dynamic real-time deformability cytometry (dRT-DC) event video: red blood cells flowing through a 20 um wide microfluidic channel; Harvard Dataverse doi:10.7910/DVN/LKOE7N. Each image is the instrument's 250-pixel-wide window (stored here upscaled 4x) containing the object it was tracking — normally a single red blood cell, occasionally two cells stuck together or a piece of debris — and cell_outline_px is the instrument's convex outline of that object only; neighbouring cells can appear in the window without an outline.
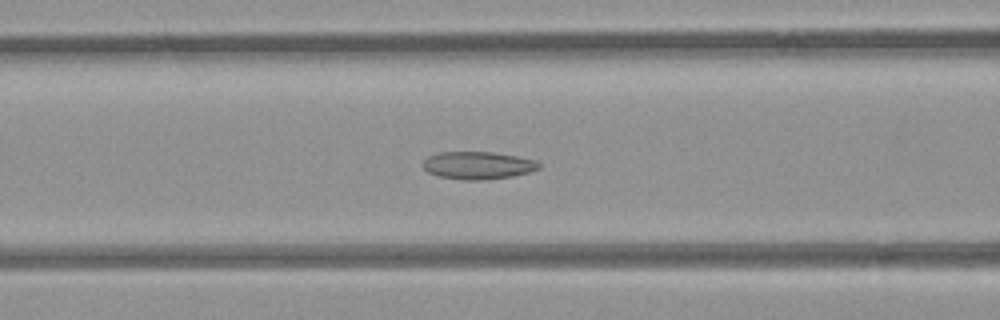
{"species": "common noctule bat (a hibernating species)", "species_latin": "Nyctalus noctula", "temperature_condition": "room temperature", "stored_images_in_passage": 54, "camera_frame_rate_fps": 3000, "um_per_image_px": 0.085, "animal": {"sex": "female", "body_mass_g": 21.9}, "frame": {"image": 1, "passage_image": 22, "time_ms": 7.0, "image_size_px": [1000, 320], "cell_outline_px": [[540, 168], [528, 172], [512, 176], [484, 180], [464, 180], [440, 176], [428, 172], [424, 168], [424, 160], [428, 156], [440, 152], [492, 152], [516, 156], [536, 160], [540, 164]], "centroid_in_image_um": [40.63, 14.05], "position_along_channel_um": 126.0, "area_um2": 18.5}}
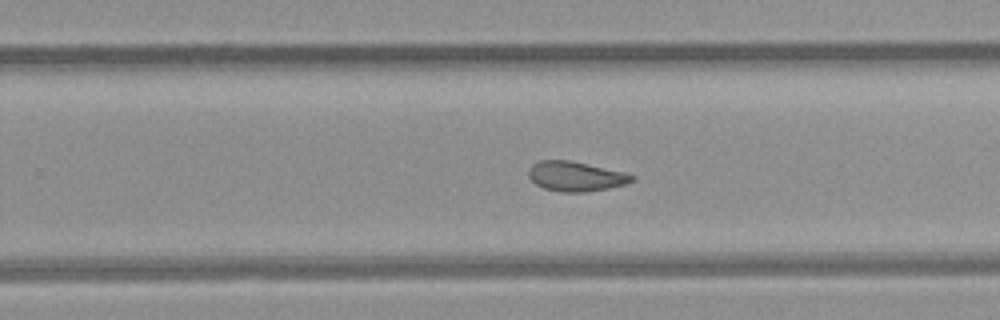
{"frame": {"image": 2, "passage_image": 34, "time_ms": 11.0, "image_size_px": [1000, 320], "cell_outline_px": [[636, 180], [628, 184], [608, 188], [584, 192], [560, 192], [544, 188], [536, 184], [528, 176], [528, 172], [532, 164], [540, 160], [568, 160], [624, 172], [636, 176]], "centroid_in_image_um": [48.96, 14.99], "position_along_channel_um": 280.8, "area_um2": 17.92}}
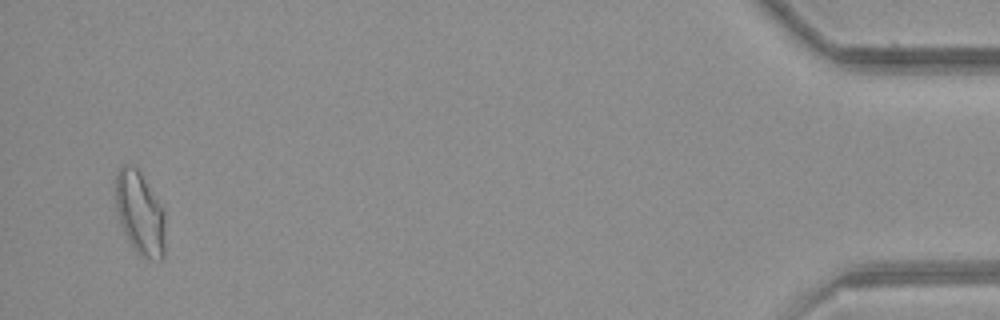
{"frame": {"image": 3, "passage_image": 52, "time_ms": 17.0, "image_size_px": [1000, 320], "cell_outline_px": [[164, 260], [152, 260], [140, 256], [136, 252], [124, 232], [120, 224], [116, 208], [116, 172], [120, 164], [132, 164], [140, 172], [160, 204], [164, 212]], "centroid_in_image_um": [11.88, 18.13], "position_along_channel_um": 423.3, "area_um2": 24.1}, "authors_computed_cell_mechanics": {"area_um2": 19.7676, "velocity_mm_per_s": 3.8765, "shape_relaxation_time_tau1_ms": null, "shape_relaxation_time_tau2_ms": 3.7668, "deformation_change_tau1": null, "deformation_change_tau2": 0.1064}}